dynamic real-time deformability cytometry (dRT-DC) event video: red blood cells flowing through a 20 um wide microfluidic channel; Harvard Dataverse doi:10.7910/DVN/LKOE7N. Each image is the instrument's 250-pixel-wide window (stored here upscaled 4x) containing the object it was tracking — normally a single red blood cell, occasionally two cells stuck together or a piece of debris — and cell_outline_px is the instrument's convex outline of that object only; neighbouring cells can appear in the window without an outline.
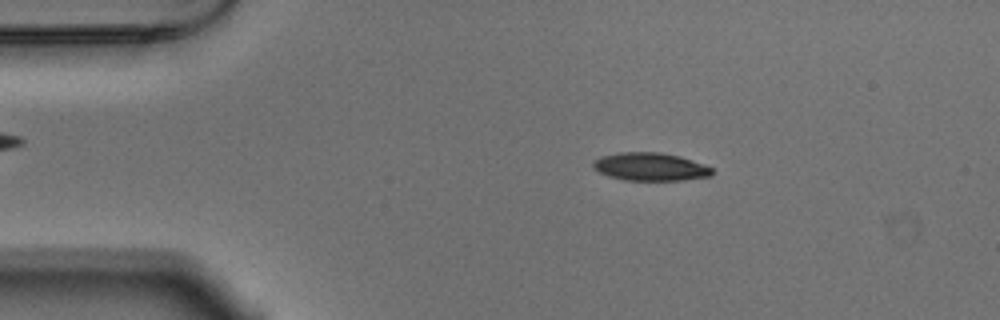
{"species": "Egyptian fruit bat (a non-hibernating species)", "species_latin": "Rousettus aegyptiacus", "temperature_condition": "warm", "stored_images_in_passage": 53, "camera_frame_rate_fps": 3000, "um_per_image_px": 0.085, "animal": {"sex": "male"}, "frame": {"image": 1, "passage_image": 9, "time_ms": 2.667, "image_size_px": [1000, 320], "cell_outline_px": [[712, 176], [684, 180], [624, 180], [608, 176], [592, 168], [592, 160], [600, 156], [620, 152], [660, 152], [680, 156], [704, 164], [712, 168]], "centroid_in_image_um": [55.25, 14.17], "position_along_channel_um": 29.8, "area_um2": 19.59}}
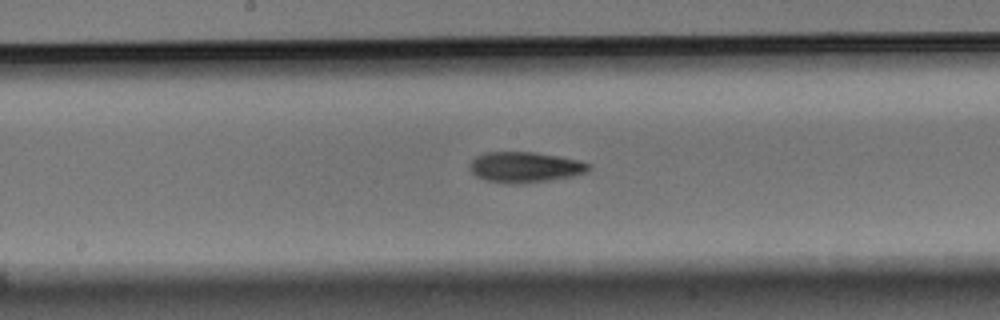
{"frame": {"image": 2, "passage_image": 27, "time_ms": 8.667, "image_size_px": [1000, 320], "cell_outline_px": [[592, 168], [588, 172], [572, 176], [524, 184], [512, 184], [488, 180], [476, 176], [472, 172], [468, 164], [476, 156], [484, 152], [536, 152], [560, 156], [580, 160], [592, 164]], "centroid_in_image_um": [44.67, 14.2], "position_along_channel_um": 203.5, "area_um2": 21.44}}
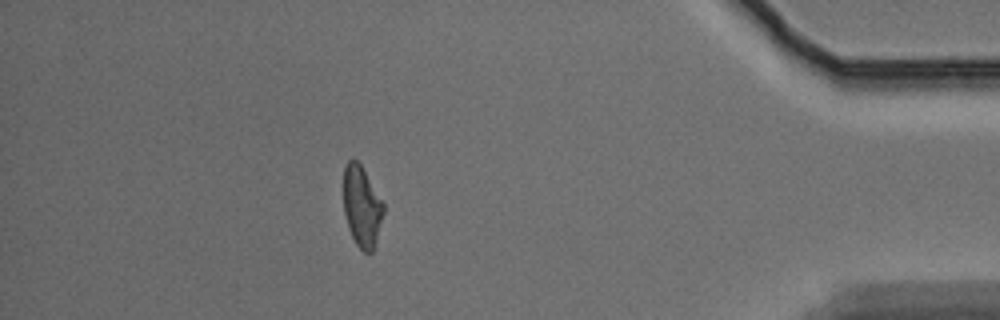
{"frame": {"image": 3, "passage_image": 47, "time_ms": 15.333, "image_size_px": [1000, 320], "cell_outline_px": [[384, 212], [376, 240], [372, 252], [364, 252], [356, 244], [348, 228], [344, 212], [344, 168], [348, 160], [356, 160], [360, 164], [384, 204]], "centroid_in_image_um": [30.75, 17.56], "position_along_channel_um": 404.5, "area_um2": 18.5}, "authors_computed_cell_mechanics": {"area_um2": 19.8254, "velocity_mm_per_s": 3.7173, "shape_relaxation_time_tau1_ms": 7.4769, "shape_relaxation_time_tau2_ms": 8.6694, "deformation_change_tau1": 0.2121, "deformation_change_tau2": 0.1898}}